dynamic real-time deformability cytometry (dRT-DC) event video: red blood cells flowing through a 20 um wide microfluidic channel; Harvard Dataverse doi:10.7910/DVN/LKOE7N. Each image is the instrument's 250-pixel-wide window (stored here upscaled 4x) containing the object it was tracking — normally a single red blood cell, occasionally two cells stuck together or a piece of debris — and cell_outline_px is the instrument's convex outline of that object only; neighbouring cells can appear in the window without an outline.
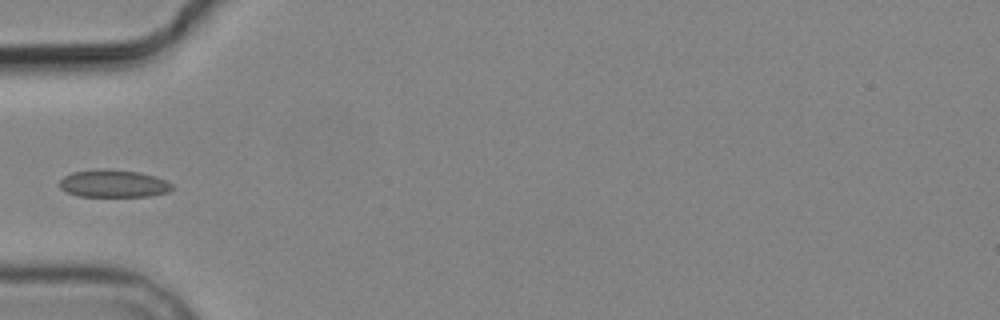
{"species": "common noctule bat (a hibernating species)", "species_latin": "Nyctalus noctula", "temperature_condition": "cold", "stored_images_in_passage": 5, "camera_frame_rate_fps": 3000, "um_per_image_px": 0.085, "animal": {"sex": "male", "body_mass_g": 19.2, "forearm_length_mm": 51.8}, "frame": {"image": 1, "passage_image": 5, "time_ms": 4.667, "image_size_px": [1000, 320], "cell_outline_px": [[172, 188], [168, 192], [148, 196], [80, 196], [68, 192], [60, 188], [60, 180], [64, 176], [72, 172], [100, 168], [108, 168], [140, 172], [156, 176], [172, 184]], "centroid_in_image_um": [9.64, 15.58], "position_along_channel_um": 75.4, "area_um2": 18.09}}